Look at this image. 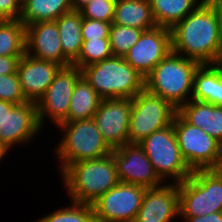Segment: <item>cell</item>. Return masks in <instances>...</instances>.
Returning <instances> with one entry per match:
<instances>
[{
    "label": "cell",
    "instance_id": "1",
    "mask_svg": "<svg viewBox=\"0 0 222 222\" xmlns=\"http://www.w3.org/2000/svg\"><path fill=\"white\" fill-rule=\"evenodd\" d=\"M170 30L173 52L200 65L222 63V30L207 0Z\"/></svg>",
    "mask_w": 222,
    "mask_h": 222
},
{
    "label": "cell",
    "instance_id": "2",
    "mask_svg": "<svg viewBox=\"0 0 222 222\" xmlns=\"http://www.w3.org/2000/svg\"><path fill=\"white\" fill-rule=\"evenodd\" d=\"M70 201L92 204L120 181L112 154L70 164L62 173Z\"/></svg>",
    "mask_w": 222,
    "mask_h": 222
},
{
    "label": "cell",
    "instance_id": "3",
    "mask_svg": "<svg viewBox=\"0 0 222 222\" xmlns=\"http://www.w3.org/2000/svg\"><path fill=\"white\" fill-rule=\"evenodd\" d=\"M199 63L171 51L144 78L145 88L161 95L177 110L192 99Z\"/></svg>",
    "mask_w": 222,
    "mask_h": 222
},
{
    "label": "cell",
    "instance_id": "4",
    "mask_svg": "<svg viewBox=\"0 0 222 222\" xmlns=\"http://www.w3.org/2000/svg\"><path fill=\"white\" fill-rule=\"evenodd\" d=\"M81 75L102 99H132L145 87L144 77L119 56L84 66Z\"/></svg>",
    "mask_w": 222,
    "mask_h": 222
},
{
    "label": "cell",
    "instance_id": "5",
    "mask_svg": "<svg viewBox=\"0 0 222 222\" xmlns=\"http://www.w3.org/2000/svg\"><path fill=\"white\" fill-rule=\"evenodd\" d=\"M56 128L63 132L53 154L60 161L61 173L70 164L100 158L113 151L104 141L93 118L62 122Z\"/></svg>",
    "mask_w": 222,
    "mask_h": 222
},
{
    "label": "cell",
    "instance_id": "6",
    "mask_svg": "<svg viewBox=\"0 0 222 222\" xmlns=\"http://www.w3.org/2000/svg\"><path fill=\"white\" fill-rule=\"evenodd\" d=\"M180 217L222 212V178L214 169H200L179 183Z\"/></svg>",
    "mask_w": 222,
    "mask_h": 222
},
{
    "label": "cell",
    "instance_id": "7",
    "mask_svg": "<svg viewBox=\"0 0 222 222\" xmlns=\"http://www.w3.org/2000/svg\"><path fill=\"white\" fill-rule=\"evenodd\" d=\"M138 145L143 149L156 173L165 183L178 184L192 174L181 155L173 124L153 132Z\"/></svg>",
    "mask_w": 222,
    "mask_h": 222
},
{
    "label": "cell",
    "instance_id": "8",
    "mask_svg": "<svg viewBox=\"0 0 222 222\" xmlns=\"http://www.w3.org/2000/svg\"><path fill=\"white\" fill-rule=\"evenodd\" d=\"M176 112L164 97L144 87L132 98L128 144H138L153 132L171 125Z\"/></svg>",
    "mask_w": 222,
    "mask_h": 222
},
{
    "label": "cell",
    "instance_id": "9",
    "mask_svg": "<svg viewBox=\"0 0 222 222\" xmlns=\"http://www.w3.org/2000/svg\"><path fill=\"white\" fill-rule=\"evenodd\" d=\"M181 155L191 171L213 169L222 156V145L178 112L172 121Z\"/></svg>",
    "mask_w": 222,
    "mask_h": 222
},
{
    "label": "cell",
    "instance_id": "10",
    "mask_svg": "<svg viewBox=\"0 0 222 222\" xmlns=\"http://www.w3.org/2000/svg\"><path fill=\"white\" fill-rule=\"evenodd\" d=\"M81 76V69L73 64L59 69L53 82L36 103L42 128L47 120L57 127L67 118L72 93Z\"/></svg>",
    "mask_w": 222,
    "mask_h": 222
},
{
    "label": "cell",
    "instance_id": "11",
    "mask_svg": "<svg viewBox=\"0 0 222 222\" xmlns=\"http://www.w3.org/2000/svg\"><path fill=\"white\" fill-rule=\"evenodd\" d=\"M146 188L119 182L91 205L96 222H134Z\"/></svg>",
    "mask_w": 222,
    "mask_h": 222
},
{
    "label": "cell",
    "instance_id": "12",
    "mask_svg": "<svg viewBox=\"0 0 222 222\" xmlns=\"http://www.w3.org/2000/svg\"><path fill=\"white\" fill-rule=\"evenodd\" d=\"M111 154L121 183L139 185L146 189L165 184L138 144H125L114 149Z\"/></svg>",
    "mask_w": 222,
    "mask_h": 222
},
{
    "label": "cell",
    "instance_id": "13",
    "mask_svg": "<svg viewBox=\"0 0 222 222\" xmlns=\"http://www.w3.org/2000/svg\"><path fill=\"white\" fill-rule=\"evenodd\" d=\"M132 99H102L93 119L104 141L114 150L128 144Z\"/></svg>",
    "mask_w": 222,
    "mask_h": 222
},
{
    "label": "cell",
    "instance_id": "14",
    "mask_svg": "<svg viewBox=\"0 0 222 222\" xmlns=\"http://www.w3.org/2000/svg\"><path fill=\"white\" fill-rule=\"evenodd\" d=\"M171 51V30L157 26L144 31L123 58L145 78Z\"/></svg>",
    "mask_w": 222,
    "mask_h": 222
},
{
    "label": "cell",
    "instance_id": "15",
    "mask_svg": "<svg viewBox=\"0 0 222 222\" xmlns=\"http://www.w3.org/2000/svg\"><path fill=\"white\" fill-rule=\"evenodd\" d=\"M41 129L44 130L39 124L36 103L18 104L11 111H6L0 125V142L10 150L17 145H30Z\"/></svg>",
    "mask_w": 222,
    "mask_h": 222
},
{
    "label": "cell",
    "instance_id": "16",
    "mask_svg": "<svg viewBox=\"0 0 222 222\" xmlns=\"http://www.w3.org/2000/svg\"><path fill=\"white\" fill-rule=\"evenodd\" d=\"M180 217L179 183L146 189L134 222H172Z\"/></svg>",
    "mask_w": 222,
    "mask_h": 222
},
{
    "label": "cell",
    "instance_id": "17",
    "mask_svg": "<svg viewBox=\"0 0 222 222\" xmlns=\"http://www.w3.org/2000/svg\"><path fill=\"white\" fill-rule=\"evenodd\" d=\"M25 27L27 55L62 67L72 64L63 55L56 21H40Z\"/></svg>",
    "mask_w": 222,
    "mask_h": 222
},
{
    "label": "cell",
    "instance_id": "18",
    "mask_svg": "<svg viewBox=\"0 0 222 222\" xmlns=\"http://www.w3.org/2000/svg\"><path fill=\"white\" fill-rule=\"evenodd\" d=\"M61 67L55 62L40 60L27 54L21 57L17 74L26 100L37 103Z\"/></svg>",
    "mask_w": 222,
    "mask_h": 222
},
{
    "label": "cell",
    "instance_id": "19",
    "mask_svg": "<svg viewBox=\"0 0 222 222\" xmlns=\"http://www.w3.org/2000/svg\"><path fill=\"white\" fill-rule=\"evenodd\" d=\"M177 112L191 125L213 137L222 145V107L212 103L190 100Z\"/></svg>",
    "mask_w": 222,
    "mask_h": 222
},
{
    "label": "cell",
    "instance_id": "20",
    "mask_svg": "<svg viewBox=\"0 0 222 222\" xmlns=\"http://www.w3.org/2000/svg\"><path fill=\"white\" fill-rule=\"evenodd\" d=\"M192 100L222 107V63L199 65L194 73Z\"/></svg>",
    "mask_w": 222,
    "mask_h": 222
},
{
    "label": "cell",
    "instance_id": "21",
    "mask_svg": "<svg viewBox=\"0 0 222 222\" xmlns=\"http://www.w3.org/2000/svg\"><path fill=\"white\" fill-rule=\"evenodd\" d=\"M112 24L144 31L157 27L149 0H116Z\"/></svg>",
    "mask_w": 222,
    "mask_h": 222
},
{
    "label": "cell",
    "instance_id": "22",
    "mask_svg": "<svg viewBox=\"0 0 222 222\" xmlns=\"http://www.w3.org/2000/svg\"><path fill=\"white\" fill-rule=\"evenodd\" d=\"M63 55L73 63L79 56L83 38L81 11L71 10L61 15L56 20Z\"/></svg>",
    "mask_w": 222,
    "mask_h": 222
},
{
    "label": "cell",
    "instance_id": "23",
    "mask_svg": "<svg viewBox=\"0 0 222 222\" xmlns=\"http://www.w3.org/2000/svg\"><path fill=\"white\" fill-rule=\"evenodd\" d=\"M102 98L82 76L75 84L67 118L63 122L91 119Z\"/></svg>",
    "mask_w": 222,
    "mask_h": 222
},
{
    "label": "cell",
    "instance_id": "24",
    "mask_svg": "<svg viewBox=\"0 0 222 222\" xmlns=\"http://www.w3.org/2000/svg\"><path fill=\"white\" fill-rule=\"evenodd\" d=\"M204 0H149L157 26L172 29Z\"/></svg>",
    "mask_w": 222,
    "mask_h": 222
},
{
    "label": "cell",
    "instance_id": "25",
    "mask_svg": "<svg viewBox=\"0 0 222 222\" xmlns=\"http://www.w3.org/2000/svg\"><path fill=\"white\" fill-rule=\"evenodd\" d=\"M71 10L70 0H27L22 4L19 20L25 26L40 21H55Z\"/></svg>",
    "mask_w": 222,
    "mask_h": 222
},
{
    "label": "cell",
    "instance_id": "26",
    "mask_svg": "<svg viewBox=\"0 0 222 222\" xmlns=\"http://www.w3.org/2000/svg\"><path fill=\"white\" fill-rule=\"evenodd\" d=\"M26 54V27L19 20L0 22V56H24Z\"/></svg>",
    "mask_w": 222,
    "mask_h": 222
},
{
    "label": "cell",
    "instance_id": "27",
    "mask_svg": "<svg viewBox=\"0 0 222 222\" xmlns=\"http://www.w3.org/2000/svg\"><path fill=\"white\" fill-rule=\"evenodd\" d=\"M70 206H63L40 217L35 222H96L91 204L71 201Z\"/></svg>",
    "mask_w": 222,
    "mask_h": 222
},
{
    "label": "cell",
    "instance_id": "28",
    "mask_svg": "<svg viewBox=\"0 0 222 222\" xmlns=\"http://www.w3.org/2000/svg\"><path fill=\"white\" fill-rule=\"evenodd\" d=\"M113 56L109 38L83 40L78 58L72 63L81 69Z\"/></svg>",
    "mask_w": 222,
    "mask_h": 222
},
{
    "label": "cell",
    "instance_id": "29",
    "mask_svg": "<svg viewBox=\"0 0 222 222\" xmlns=\"http://www.w3.org/2000/svg\"><path fill=\"white\" fill-rule=\"evenodd\" d=\"M144 30L118 24H111L109 43L113 56L124 57L129 49L134 46Z\"/></svg>",
    "mask_w": 222,
    "mask_h": 222
},
{
    "label": "cell",
    "instance_id": "30",
    "mask_svg": "<svg viewBox=\"0 0 222 222\" xmlns=\"http://www.w3.org/2000/svg\"><path fill=\"white\" fill-rule=\"evenodd\" d=\"M0 100L15 105L28 102L22 92L17 72L8 75H0Z\"/></svg>",
    "mask_w": 222,
    "mask_h": 222
},
{
    "label": "cell",
    "instance_id": "31",
    "mask_svg": "<svg viewBox=\"0 0 222 222\" xmlns=\"http://www.w3.org/2000/svg\"><path fill=\"white\" fill-rule=\"evenodd\" d=\"M116 0H93L80 11L83 18L108 22L112 24Z\"/></svg>",
    "mask_w": 222,
    "mask_h": 222
},
{
    "label": "cell",
    "instance_id": "32",
    "mask_svg": "<svg viewBox=\"0 0 222 222\" xmlns=\"http://www.w3.org/2000/svg\"><path fill=\"white\" fill-rule=\"evenodd\" d=\"M111 23L83 18L82 38L83 40L109 38Z\"/></svg>",
    "mask_w": 222,
    "mask_h": 222
},
{
    "label": "cell",
    "instance_id": "33",
    "mask_svg": "<svg viewBox=\"0 0 222 222\" xmlns=\"http://www.w3.org/2000/svg\"><path fill=\"white\" fill-rule=\"evenodd\" d=\"M22 5L18 0H0V18L2 20L20 19Z\"/></svg>",
    "mask_w": 222,
    "mask_h": 222
},
{
    "label": "cell",
    "instance_id": "34",
    "mask_svg": "<svg viewBox=\"0 0 222 222\" xmlns=\"http://www.w3.org/2000/svg\"><path fill=\"white\" fill-rule=\"evenodd\" d=\"M21 57L23 56H0V75L16 73Z\"/></svg>",
    "mask_w": 222,
    "mask_h": 222
},
{
    "label": "cell",
    "instance_id": "35",
    "mask_svg": "<svg viewBox=\"0 0 222 222\" xmlns=\"http://www.w3.org/2000/svg\"><path fill=\"white\" fill-rule=\"evenodd\" d=\"M181 219L185 222H222V212L197 217H181Z\"/></svg>",
    "mask_w": 222,
    "mask_h": 222
},
{
    "label": "cell",
    "instance_id": "36",
    "mask_svg": "<svg viewBox=\"0 0 222 222\" xmlns=\"http://www.w3.org/2000/svg\"><path fill=\"white\" fill-rule=\"evenodd\" d=\"M207 2L214 9L220 24V28L222 30V0H207Z\"/></svg>",
    "mask_w": 222,
    "mask_h": 222
},
{
    "label": "cell",
    "instance_id": "37",
    "mask_svg": "<svg viewBox=\"0 0 222 222\" xmlns=\"http://www.w3.org/2000/svg\"><path fill=\"white\" fill-rule=\"evenodd\" d=\"M16 105L7 101L0 100V125L2 124L6 111H11Z\"/></svg>",
    "mask_w": 222,
    "mask_h": 222
},
{
    "label": "cell",
    "instance_id": "38",
    "mask_svg": "<svg viewBox=\"0 0 222 222\" xmlns=\"http://www.w3.org/2000/svg\"><path fill=\"white\" fill-rule=\"evenodd\" d=\"M93 0H70L73 10L80 11L86 4Z\"/></svg>",
    "mask_w": 222,
    "mask_h": 222
},
{
    "label": "cell",
    "instance_id": "39",
    "mask_svg": "<svg viewBox=\"0 0 222 222\" xmlns=\"http://www.w3.org/2000/svg\"><path fill=\"white\" fill-rule=\"evenodd\" d=\"M9 151L11 152L7 146L0 142V162L3 160V158H5V155L10 153Z\"/></svg>",
    "mask_w": 222,
    "mask_h": 222
},
{
    "label": "cell",
    "instance_id": "40",
    "mask_svg": "<svg viewBox=\"0 0 222 222\" xmlns=\"http://www.w3.org/2000/svg\"><path fill=\"white\" fill-rule=\"evenodd\" d=\"M217 174L222 178V156L216 163L215 167L213 168Z\"/></svg>",
    "mask_w": 222,
    "mask_h": 222
},
{
    "label": "cell",
    "instance_id": "41",
    "mask_svg": "<svg viewBox=\"0 0 222 222\" xmlns=\"http://www.w3.org/2000/svg\"><path fill=\"white\" fill-rule=\"evenodd\" d=\"M20 3H21V5L25 2V1H27V0H18Z\"/></svg>",
    "mask_w": 222,
    "mask_h": 222
}]
</instances>
